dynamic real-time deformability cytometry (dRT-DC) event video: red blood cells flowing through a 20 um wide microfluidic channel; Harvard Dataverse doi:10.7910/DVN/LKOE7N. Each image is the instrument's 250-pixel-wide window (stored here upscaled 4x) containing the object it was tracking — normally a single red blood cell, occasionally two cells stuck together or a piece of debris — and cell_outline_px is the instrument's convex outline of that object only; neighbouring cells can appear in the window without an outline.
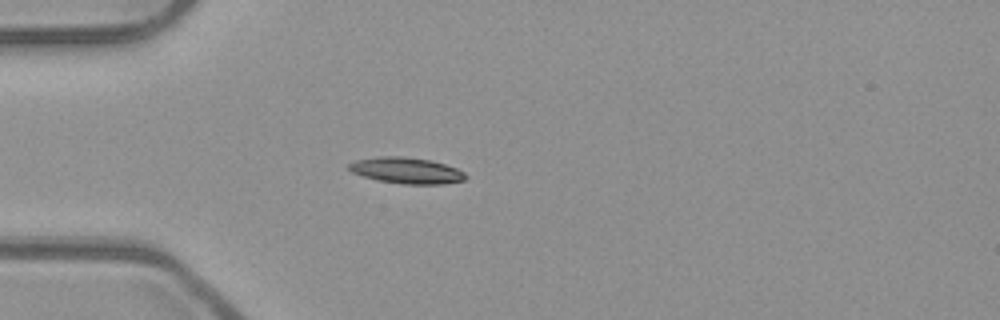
{"species": "common noctule bat (a hibernating species)", "species_latin": "Nyctalus noctula", "temperature_condition": "room temperature", "stored_images_in_passage": 34, "camera_frame_rate_fps": 3000, "um_per_image_px": 0.085, "animal": {"sex": "male", "body_mass_g": 23.1, "forearm_length_mm": 52.7}, "frame": {"image": 1, "passage_image": 2, "time_ms": 0.333, "image_size_px": [1000, 320], "cell_outline_px": [[468, 176], [464, 180], [444, 184], [404, 184], [380, 180], [364, 176], [352, 172], [348, 168], [348, 164], [356, 160], [380, 156], [404, 156], [432, 160], [456, 168], [464, 172]], "centroid_in_image_um": [34.58, 14.48], "position_along_channel_um": 50.4, "area_um2": 17.69}}
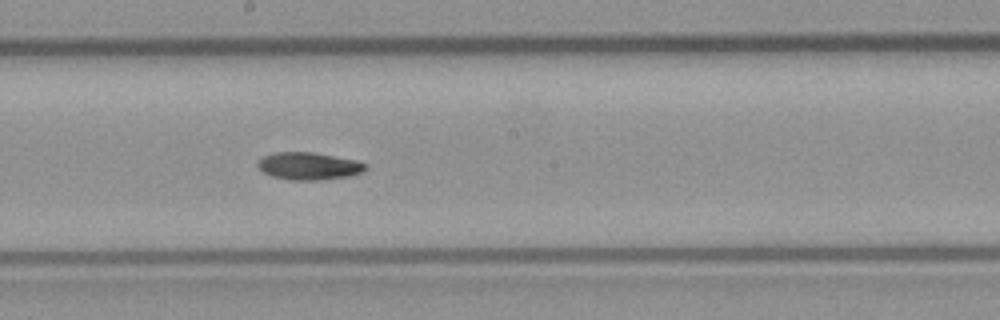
{"frame": {"image": 2, "passage_image": 16, "time_ms": 5.0, "image_size_px": [1000, 320], "cell_outline_px": [[368, 164], [360, 172], [348, 176], [320, 180], [288, 180], [272, 176], [264, 172], [256, 164], [264, 156], [276, 152], [312, 152], [356, 160]], "centroid_in_image_um": [26.23, 14.11], "position_along_channel_um": 222.0, "area_um2": 16.99}}
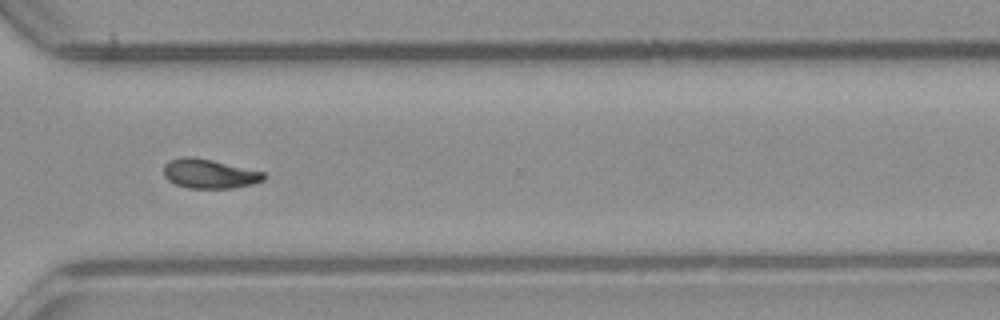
{"frame": {"image": 3, "passage_image": 26, "time_ms": 8.333, "image_size_px": [1000, 320], "cell_outline_px": [[264, 180], [252, 184], [232, 188], [188, 188], [176, 184], [168, 180], [164, 176], [164, 164], [168, 160], [184, 156], [188, 156], [212, 160], [264, 172]], "centroid_in_image_um": [17.76, 14.76], "position_along_channel_um": 352.8, "area_um2": 16.99}, "authors_computed_cell_mechanics": {"area_um2": 16.9932, "velocity_mm_per_s": 3.9403, "shape_relaxation_time_tau1_ms": 5.4348, "shape_relaxation_time_tau2_ms": null, "deformation_change_tau1": 0.1581, "deformation_change_tau2": null}}